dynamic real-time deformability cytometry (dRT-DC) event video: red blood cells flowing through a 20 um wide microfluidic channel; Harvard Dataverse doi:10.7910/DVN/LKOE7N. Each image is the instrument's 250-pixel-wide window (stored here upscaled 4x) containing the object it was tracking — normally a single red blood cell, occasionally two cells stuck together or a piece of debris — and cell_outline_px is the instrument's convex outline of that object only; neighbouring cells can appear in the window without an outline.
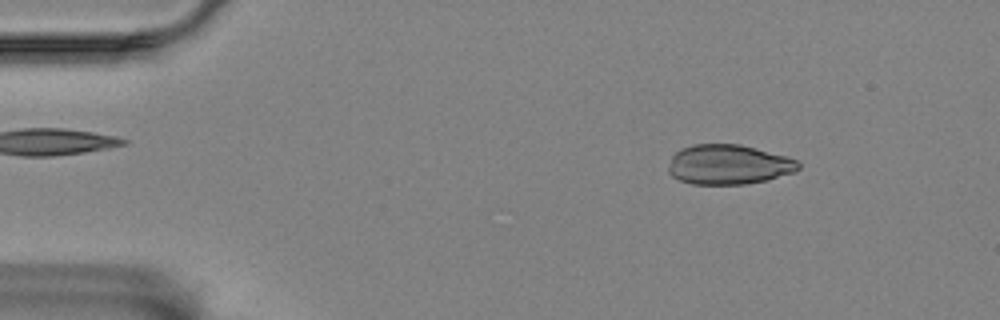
{"species": "Egyptian fruit bat (a non-hibernating species)", "species_latin": "Rousettus aegyptiacus", "temperature_condition": "room temperature", "stored_images_in_passage": 21, "camera_frame_rate_fps": 3000, "um_per_image_px": 0.085, "animal": {"sex": "female"}, "frame": {"image": 1, "passage_image": 7, "time_ms": 2.0, "image_size_px": [1000, 320], "cell_outline_px": [[800, 168], [796, 172], [768, 180], [744, 184], [692, 184], [680, 180], [672, 176], [668, 172], [668, 168], [672, 156], [680, 148], [692, 144], [740, 144], [784, 156], [796, 160], [800, 164]], "centroid_in_image_um": [61.91, 13.99], "position_along_channel_um": 23.1, "area_um2": 30.17}}
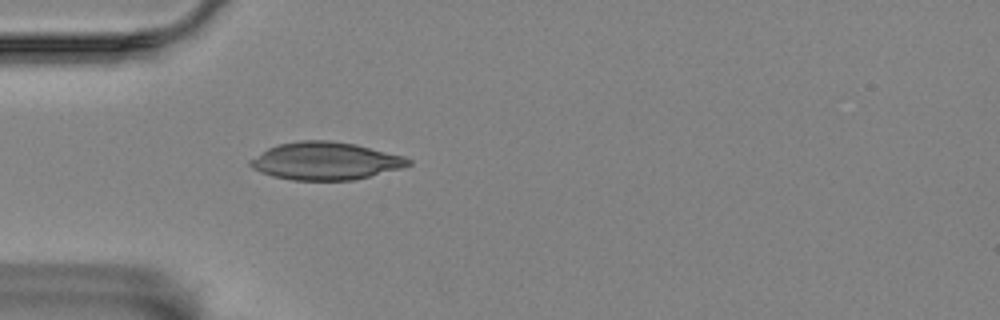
{"frame": {"image": 2, "passage_image": 16, "time_ms": 5.0, "image_size_px": [1000, 320], "cell_outline_px": [[412, 164], [400, 168], [352, 180], [292, 180], [272, 176], [260, 172], [252, 168], [248, 164], [248, 160], [268, 148], [280, 144], [300, 140], [328, 140], [356, 144], [404, 156], [412, 160]], "centroid_in_image_um": [27.64, 13.68], "position_along_channel_um": 57.4, "area_um2": 34.56}}
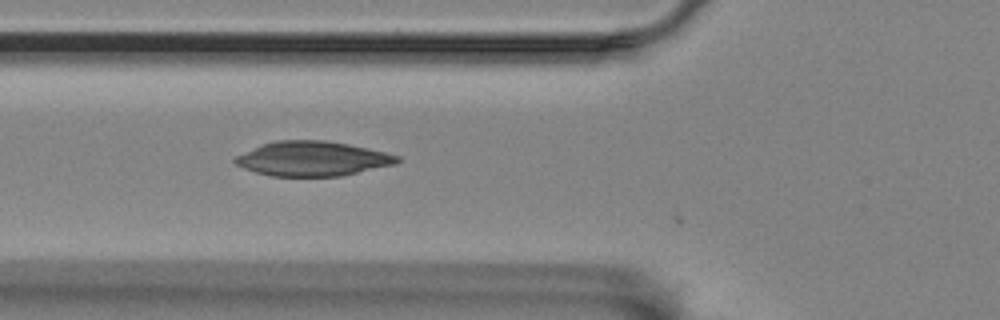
{"frame": {"image": 3, "passage_image": 20, "time_ms": 6.333, "image_size_px": [1000, 320], "cell_outline_px": [[400, 160], [396, 164], [340, 176], [272, 176], [256, 172], [244, 168], [236, 164], [232, 160], [236, 156], [260, 144], [276, 140], [324, 140], [348, 144], [384, 152], [400, 156]], "centroid_in_image_um": [26.54, 13.48], "position_along_channel_um": 99.3, "area_um2": 32.6}}